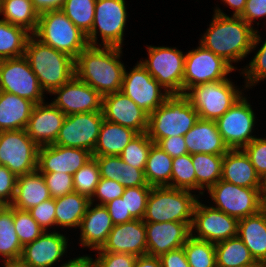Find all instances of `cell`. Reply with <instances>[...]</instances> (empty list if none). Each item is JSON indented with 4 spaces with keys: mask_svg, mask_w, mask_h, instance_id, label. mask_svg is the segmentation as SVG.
Instances as JSON below:
<instances>
[{
    "mask_svg": "<svg viewBox=\"0 0 266 267\" xmlns=\"http://www.w3.org/2000/svg\"><path fill=\"white\" fill-rule=\"evenodd\" d=\"M209 26L200 45L222 57L231 66L232 62L245 58L261 40L258 31L240 16L229 17L219 8L215 9Z\"/></svg>",
    "mask_w": 266,
    "mask_h": 267,
    "instance_id": "cell-1",
    "label": "cell"
},
{
    "mask_svg": "<svg viewBox=\"0 0 266 267\" xmlns=\"http://www.w3.org/2000/svg\"><path fill=\"white\" fill-rule=\"evenodd\" d=\"M122 48L88 45L75 59V76L102 96L121 91L125 66Z\"/></svg>",
    "mask_w": 266,
    "mask_h": 267,
    "instance_id": "cell-2",
    "label": "cell"
},
{
    "mask_svg": "<svg viewBox=\"0 0 266 267\" xmlns=\"http://www.w3.org/2000/svg\"><path fill=\"white\" fill-rule=\"evenodd\" d=\"M24 56L37 76L43 91L52 93L75 76V59L45 45L31 35Z\"/></svg>",
    "mask_w": 266,
    "mask_h": 267,
    "instance_id": "cell-3",
    "label": "cell"
},
{
    "mask_svg": "<svg viewBox=\"0 0 266 267\" xmlns=\"http://www.w3.org/2000/svg\"><path fill=\"white\" fill-rule=\"evenodd\" d=\"M198 119V113L184 94H170L149 115L147 134L157 144L163 138L184 136Z\"/></svg>",
    "mask_w": 266,
    "mask_h": 267,
    "instance_id": "cell-4",
    "label": "cell"
},
{
    "mask_svg": "<svg viewBox=\"0 0 266 267\" xmlns=\"http://www.w3.org/2000/svg\"><path fill=\"white\" fill-rule=\"evenodd\" d=\"M33 36L74 59L89 45L86 34L62 10L41 13Z\"/></svg>",
    "mask_w": 266,
    "mask_h": 267,
    "instance_id": "cell-5",
    "label": "cell"
},
{
    "mask_svg": "<svg viewBox=\"0 0 266 267\" xmlns=\"http://www.w3.org/2000/svg\"><path fill=\"white\" fill-rule=\"evenodd\" d=\"M190 190L152 187L143 217L144 222H183L192 223L193 211L198 196Z\"/></svg>",
    "mask_w": 266,
    "mask_h": 267,
    "instance_id": "cell-6",
    "label": "cell"
},
{
    "mask_svg": "<svg viewBox=\"0 0 266 267\" xmlns=\"http://www.w3.org/2000/svg\"><path fill=\"white\" fill-rule=\"evenodd\" d=\"M184 95L200 119L216 121L242 97V92L227 78L192 86Z\"/></svg>",
    "mask_w": 266,
    "mask_h": 267,
    "instance_id": "cell-7",
    "label": "cell"
},
{
    "mask_svg": "<svg viewBox=\"0 0 266 267\" xmlns=\"http://www.w3.org/2000/svg\"><path fill=\"white\" fill-rule=\"evenodd\" d=\"M148 59L140 60L149 74L170 94H183L185 54L169 47L149 46Z\"/></svg>",
    "mask_w": 266,
    "mask_h": 267,
    "instance_id": "cell-8",
    "label": "cell"
},
{
    "mask_svg": "<svg viewBox=\"0 0 266 267\" xmlns=\"http://www.w3.org/2000/svg\"><path fill=\"white\" fill-rule=\"evenodd\" d=\"M38 150L25 129L0 132V165L17 177L37 170Z\"/></svg>",
    "mask_w": 266,
    "mask_h": 267,
    "instance_id": "cell-9",
    "label": "cell"
},
{
    "mask_svg": "<svg viewBox=\"0 0 266 267\" xmlns=\"http://www.w3.org/2000/svg\"><path fill=\"white\" fill-rule=\"evenodd\" d=\"M208 193L215 202L214 208L238 220L256 214L262 209L261 188L237 186L220 179Z\"/></svg>",
    "mask_w": 266,
    "mask_h": 267,
    "instance_id": "cell-10",
    "label": "cell"
},
{
    "mask_svg": "<svg viewBox=\"0 0 266 267\" xmlns=\"http://www.w3.org/2000/svg\"><path fill=\"white\" fill-rule=\"evenodd\" d=\"M127 12L125 0H96L94 21L86 35L89 45L97 46L98 30L103 46L122 48Z\"/></svg>",
    "mask_w": 266,
    "mask_h": 267,
    "instance_id": "cell-11",
    "label": "cell"
},
{
    "mask_svg": "<svg viewBox=\"0 0 266 267\" xmlns=\"http://www.w3.org/2000/svg\"><path fill=\"white\" fill-rule=\"evenodd\" d=\"M0 91L15 94L35 104L44 102V91L24 55L0 60Z\"/></svg>",
    "mask_w": 266,
    "mask_h": 267,
    "instance_id": "cell-12",
    "label": "cell"
},
{
    "mask_svg": "<svg viewBox=\"0 0 266 267\" xmlns=\"http://www.w3.org/2000/svg\"><path fill=\"white\" fill-rule=\"evenodd\" d=\"M234 69L222 57L199 45L185 54L183 94L192 86L225 80Z\"/></svg>",
    "mask_w": 266,
    "mask_h": 267,
    "instance_id": "cell-13",
    "label": "cell"
},
{
    "mask_svg": "<svg viewBox=\"0 0 266 267\" xmlns=\"http://www.w3.org/2000/svg\"><path fill=\"white\" fill-rule=\"evenodd\" d=\"M121 92L149 115L163 104L170 95L149 74L140 61L129 73L126 72V69L124 70Z\"/></svg>",
    "mask_w": 266,
    "mask_h": 267,
    "instance_id": "cell-14",
    "label": "cell"
},
{
    "mask_svg": "<svg viewBox=\"0 0 266 267\" xmlns=\"http://www.w3.org/2000/svg\"><path fill=\"white\" fill-rule=\"evenodd\" d=\"M103 120V112L67 115L54 145L82 148L92 154Z\"/></svg>",
    "mask_w": 266,
    "mask_h": 267,
    "instance_id": "cell-15",
    "label": "cell"
},
{
    "mask_svg": "<svg viewBox=\"0 0 266 267\" xmlns=\"http://www.w3.org/2000/svg\"><path fill=\"white\" fill-rule=\"evenodd\" d=\"M255 114L245 97H241L216 120L218 131L229 149H243L256 137L252 136Z\"/></svg>",
    "mask_w": 266,
    "mask_h": 267,
    "instance_id": "cell-16",
    "label": "cell"
},
{
    "mask_svg": "<svg viewBox=\"0 0 266 267\" xmlns=\"http://www.w3.org/2000/svg\"><path fill=\"white\" fill-rule=\"evenodd\" d=\"M190 229L194 238L217 243L237 236L238 219L197 200ZM193 229L197 235H193Z\"/></svg>",
    "mask_w": 266,
    "mask_h": 267,
    "instance_id": "cell-17",
    "label": "cell"
},
{
    "mask_svg": "<svg viewBox=\"0 0 266 267\" xmlns=\"http://www.w3.org/2000/svg\"><path fill=\"white\" fill-rule=\"evenodd\" d=\"M51 94L58 96L51 103L66 116L88 112H102L103 96L90 85L74 76Z\"/></svg>",
    "mask_w": 266,
    "mask_h": 267,
    "instance_id": "cell-18",
    "label": "cell"
},
{
    "mask_svg": "<svg viewBox=\"0 0 266 267\" xmlns=\"http://www.w3.org/2000/svg\"><path fill=\"white\" fill-rule=\"evenodd\" d=\"M102 112L106 121L147 132L149 114L121 91L103 96Z\"/></svg>",
    "mask_w": 266,
    "mask_h": 267,
    "instance_id": "cell-19",
    "label": "cell"
},
{
    "mask_svg": "<svg viewBox=\"0 0 266 267\" xmlns=\"http://www.w3.org/2000/svg\"><path fill=\"white\" fill-rule=\"evenodd\" d=\"M192 223L145 222L147 253L159 257L163 253L183 247L191 235Z\"/></svg>",
    "mask_w": 266,
    "mask_h": 267,
    "instance_id": "cell-20",
    "label": "cell"
},
{
    "mask_svg": "<svg viewBox=\"0 0 266 267\" xmlns=\"http://www.w3.org/2000/svg\"><path fill=\"white\" fill-rule=\"evenodd\" d=\"M91 158L92 154L82 148L44 145L38 150L37 169L40 172H63L73 175Z\"/></svg>",
    "mask_w": 266,
    "mask_h": 267,
    "instance_id": "cell-21",
    "label": "cell"
},
{
    "mask_svg": "<svg viewBox=\"0 0 266 267\" xmlns=\"http://www.w3.org/2000/svg\"><path fill=\"white\" fill-rule=\"evenodd\" d=\"M98 251L129 253L137 257L146 255L145 222L134 219L123 224L114 225L106 243Z\"/></svg>",
    "mask_w": 266,
    "mask_h": 267,
    "instance_id": "cell-22",
    "label": "cell"
},
{
    "mask_svg": "<svg viewBox=\"0 0 266 267\" xmlns=\"http://www.w3.org/2000/svg\"><path fill=\"white\" fill-rule=\"evenodd\" d=\"M65 118L52 103L35 104L25 130L39 147L54 144Z\"/></svg>",
    "mask_w": 266,
    "mask_h": 267,
    "instance_id": "cell-23",
    "label": "cell"
},
{
    "mask_svg": "<svg viewBox=\"0 0 266 267\" xmlns=\"http://www.w3.org/2000/svg\"><path fill=\"white\" fill-rule=\"evenodd\" d=\"M67 243L63 234L44 231L36 240L23 247L20 260L31 267H51L66 252Z\"/></svg>",
    "mask_w": 266,
    "mask_h": 267,
    "instance_id": "cell-24",
    "label": "cell"
},
{
    "mask_svg": "<svg viewBox=\"0 0 266 267\" xmlns=\"http://www.w3.org/2000/svg\"><path fill=\"white\" fill-rule=\"evenodd\" d=\"M184 140L190 155L197 153L225 155L230 150L224 143L214 120L199 118L184 135Z\"/></svg>",
    "mask_w": 266,
    "mask_h": 267,
    "instance_id": "cell-25",
    "label": "cell"
},
{
    "mask_svg": "<svg viewBox=\"0 0 266 267\" xmlns=\"http://www.w3.org/2000/svg\"><path fill=\"white\" fill-rule=\"evenodd\" d=\"M92 206L93 203L90 202L82 218L79 227L81 229L80 241L82 246L98 250L106 243L114 224L104 205L98 203L95 207Z\"/></svg>",
    "mask_w": 266,
    "mask_h": 267,
    "instance_id": "cell-26",
    "label": "cell"
},
{
    "mask_svg": "<svg viewBox=\"0 0 266 267\" xmlns=\"http://www.w3.org/2000/svg\"><path fill=\"white\" fill-rule=\"evenodd\" d=\"M221 180L247 188H261V178L242 149H230L223 157Z\"/></svg>",
    "mask_w": 266,
    "mask_h": 267,
    "instance_id": "cell-27",
    "label": "cell"
},
{
    "mask_svg": "<svg viewBox=\"0 0 266 267\" xmlns=\"http://www.w3.org/2000/svg\"><path fill=\"white\" fill-rule=\"evenodd\" d=\"M237 236L255 261L259 265H266V213L263 209L238 220Z\"/></svg>",
    "mask_w": 266,
    "mask_h": 267,
    "instance_id": "cell-28",
    "label": "cell"
},
{
    "mask_svg": "<svg viewBox=\"0 0 266 267\" xmlns=\"http://www.w3.org/2000/svg\"><path fill=\"white\" fill-rule=\"evenodd\" d=\"M51 198L42 173L37 169L31 173L18 176L12 207L28 211L43 201Z\"/></svg>",
    "mask_w": 266,
    "mask_h": 267,
    "instance_id": "cell-29",
    "label": "cell"
},
{
    "mask_svg": "<svg viewBox=\"0 0 266 267\" xmlns=\"http://www.w3.org/2000/svg\"><path fill=\"white\" fill-rule=\"evenodd\" d=\"M35 103L0 91V132L25 129Z\"/></svg>",
    "mask_w": 266,
    "mask_h": 267,
    "instance_id": "cell-30",
    "label": "cell"
},
{
    "mask_svg": "<svg viewBox=\"0 0 266 267\" xmlns=\"http://www.w3.org/2000/svg\"><path fill=\"white\" fill-rule=\"evenodd\" d=\"M94 158L99 165L100 178L116 180L125 188L150 186L145 179L144 169L125 163L120 156H97Z\"/></svg>",
    "mask_w": 266,
    "mask_h": 267,
    "instance_id": "cell-31",
    "label": "cell"
},
{
    "mask_svg": "<svg viewBox=\"0 0 266 267\" xmlns=\"http://www.w3.org/2000/svg\"><path fill=\"white\" fill-rule=\"evenodd\" d=\"M137 134L131 128L111 123L104 119L92 157L120 156L124 148Z\"/></svg>",
    "mask_w": 266,
    "mask_h": 267,
    "instance_id": "cell-32",
    "label": "cell"
},
{
    "mask_svg": "<svg viewBox=\"0 0 266 267\" xmlns=\"http://www.w3.org/2000/svg\"><path fill=\"white\" fill-rule=\"evenodd\" d=\"M90 199L77 192L55 198L56 226L80 227Z\"/></svg>",
    "mask_w": 266,
    "mask_h": 267,
    "instance_id": "cell-33",
    "label": "cell"
},
{
    "mask_svg": "<svg viewBox=\"0 0 266 267\" xmlns=\"http://www.w3.org/2000/svg\"><path fill=\"white\" fill-rule=\"evenodd\" d=\"M216 267H258L249 249L238 237L215 243Z\"/></svg>",
    "mask_w": 266,
    "mask_h": 267,
    "instance_id": "cell-34",
    "label": "cell"
},
{
    "mask_svg": "<svg viewBox=\"0 0 266 267\" xmlns=\"http://www.w3.org/2000/svg\"><path fill=\"white\" fill-rule=\"evenodd\" d=\"M0 14L2 20L27 30L31 35L37 28L39 13L31 0H3Z\"/></svg>",
    "mask_w": 266,
    "mask_h": 267,
    "instance_id": "cell-35",
    "label": "cell"
},
{
    "mask_svg": "<svg viewBox=\"0 0 266 267\" xmlns=\"http://www.w3.org/2000/svg\"><path fill=\"white\" fill-rule=\"evenodd\" d=\"M173 158L153 143L144 169L145 179L152 187H170Z\"/></svg>",
    "mask_w": 266,
    "mask_h": 267,
    "instance_id": "cell-36",
    "label": "cell"
},
{
    "mask_svg": "<svg viewBox=\"0 0 266 267\" xmlns=\"http://www.w3.org/2000/svg\"><path fill=\"white\" fill-rule=\"evenodd\" d=\"M23 247L13 224V207L0 205V255L4 261L20 260Z\"/></svg>",
    "mask_w": 266,
    "mask_h": 267,
    "instance_id": "cell-37",
    "label": "cell"
},
{
    "mask_svg": "<svg viewBox=\"0 0 266 267\" xmlns=\"http://www.w3.org/2000/svg\"><path fill=\"white\" fill-rule=\"evenodd\" d=\"M224 155L197 153L191 155L196 176V190L207 191L221 179ZM206 184V185H205Z\"/></svg>",
    "mask_w": 266,
    "mask_h": 267,
    "instance_id": "cell-38",
    "label": "cell"
},
{
    "mask_svg": "<svg viewBox=\"0 0 266 267\" xmlns=\"http://www.w3.org/2000/svg\"><path fill=\"white\" fill-rule=\"evenodd\" d=\"M30 36L24 28L0 19V60L23 56Z\"/></svg>",
    "mask_w": 266,
    "mask_h": 267,
    "instance_id": "cell-39",
    "label": "cell"
},
{
    "mask_svg": "<svg viewBox=\"0 0 266 267\" xmlns=\"http://www.w3.org/2000/svg\"><path fill=\"white\" fill-rule=\"evenodd\" d=\"M183 248L190 267H216L215 243L190 235Z\"/></svg>",
    "mask_w": 266,
    "mask_h": 267,
    "instance_id": "cell-40",
    "label": "cell"
},
{
    "mask_svg": "<svg viewBox=\"0 0 266 267\" xmlns=\"http://www.w3.org/2000/svg\"><path fill=\"white\" fill-rule=\"evenodd\" d=\"M96 0H65L61 10L86 35L94 21Z\"/></svg>",
    "mask_w": 266,
    "mask_h": 267,
    "instance_id": "cell-41",
    "label": "cell"
},
{
    "mask_svg": "<svg viewBox=\"0 0 266 267\" xmlns=\"http://www.w3.org/2000/svg\"><path fill=\"white\" fill-rule=\"evenodd\" d=\"M170 188L196 190V176L189 153L173 158Z\"/></svg>",
    "mask_w": 266,
    "mask_h": 267,
    "instance_id": "cell-42",
    "label": "cell"
},
{
    "mask_svg": "<svg viewBox=\"0 0 266 267\" xmlns=\"http://www.w3.org/2000/svg\"><path fill=\"white\" fill-rule=\"evenodd\" d=\"M100 180L99 165L94 157L73 174L74 192L92 198Z\"/></svg>",
    "mask_w": 266,
    "mask_h": 267,
    "instance_id": "cell-43",
    "label": "cell"
},
{
    "mask_svg": "<svg viewBox=\"0 0 266 267\" xmlns=\"http://www.w3.org/2000/svg\"><path fill=\"white\" fill-rule=\"evenodd\" d=\"M154 142L148 137L147 132L138 133L124 148L120 157L131 166L145 169L150 148Z\"/></svg>",
    "mask_w": 266,
    "mask_h": 267,
    "instance_id": "cell-44",
    "label": "cell"
},
{
    "mask_svg": "<svg viewBox=\"0 0 266 267\" xmlns=\"http://www.w3.org/2000/svg\"><path fill=\"white\" fill-rule=\"evenodd\" d=\"M13 224L22 247L36 240L45 231L28 211L18 210L14 207Z\"/></svg>",
    "mask_w": 266,
    "mask_h": 267,
    "instance_id": "cell-45",
    "label": "cell"
},
{
    "mask_svg": "<svg viewBox=\"0 0 266 267\" xmlns=\"http://www.w3.org/2000/svg\"><path fill=\"white\" fill-rule=\"evenodd\" d=\"M151 189L152 186L125 188L122 196H125L126 214H130L134 219L142 220Z\"/></svg>",
    "mask_w": 266,
    "mask_h": 267,
    "instance_id": "cell-46",
    "label": "cell"
},
{
    "mask_svg": "<svg viewBox=\"0 0 266 267\" xmlns=\"http://www.w3.org/2000/svg\"><path fill=\"white\" fill-rule=\"evenodd\" d=\"M51 198L62 197L74 192L73 175L61 172H41Z\"/></svg>",
    "mask_w": 266,
    "mask_h": 267,
    "instance_id": "cell-47",
    "label": "cell"
},
{
    "mask_svg": "<svg viewBox=\"0 0 266 267\" xmlns=\"http://www.w3.org/2000/svg\"><path fill=\"white\" fill-rule=\"evenodd\" d=\"M242 72V74H245V87L247 88L255 86L260 80L266 79V41L251 60L248 67L244 68Z\"/></svg>",
    "mask_w": 266,
    "mask_h": 267,
    "instance_id": "cell-48",
    "label": "cell"
},
{
    "mask_svg": "<svg viewBox=\"0 0 266 267\" xmlns=\"http://www.w3.org/2000/svg\"><path fill=\"white\" fill-rule=\"evenodd\" d=\"M249 157L256 173L262 178L266 174V138H255L242 149Z\"/></svg>",
    "mask_w": 266,
    "mask_h": 267,
    "instance_id": "cell-49",
    "label": "cell"
},
{
    "mask_svg": "<svg viewBox=\"0 0 266 267\" xmlns=\"http://www.w3.org/2000/svg\"><path fill=\"white\" fill-rule=\"evenodd\" d=\"M124 190L125 187L120 182H117L116 180L100 178L90 202H94L95 199L93 197H98L100 205H105L108 202L121 197L124 193Z\"/></svg>",
    "mask_w": 266,
    "mask_h": 267,
    "instance_id": "cell-50",
    "label": "cell"
},
{
    "mask_svg": "<svg viewBox=\"0 0 266 267\" xmlns=\"http://www.w3.org/2000/svg\"><path fill=\"white\" fill-rule=\"evenodd\" d=\"M93 267H134L137 256L129 253L98 251Z\"/></svg>",
    "mask_w": 266,
    "mask_h": 267,
    "instance_id": "cell-51",
    "label": "cell"
},
{
    "mask_svg": "<svg viewBox=\"0 0 266 267\" xmlns=\"http://www.w3.org/2000/svg\"><path fill=\"white\" fill-rule=\"evenodd\" d=\"M39 226L47 231L48 227L56 225L55 199L50 198L28 210Z\"/></svg>",
    "mask_w": 266,
    "mask_h": 267,
    "instance_id": "cell-52",
    "label": "cell"
},
{
    "mask_svg": "<svg viewBox=\"0 0 266 267\" xmlns=\"http://www.w3.org/2000/svg\"><path fill=\"white\" fill-rule=\"evenodd\" d=\"M17 178L7 167L0 165V205H10L13 202Z\"/></svg>",
    "mask_w": 266,
    "mask_h": 267,
    "instance_id": "cell-53",
    "label": "cell"
},
{
    "mask_svg": "<svg viewBox=\"0 0 266 267\" xmlns=\"http://www.w3.org/2000/svg\"><path fill=\"white\" fill-rule=\"evenodd\" d=\"M104 206L108 210L114 225L134 220L130 214H126L125 196L118 197Z\"/></svg>",
    "mask_w": 266,
    "mask_h": 267,
    "instance_id": "cell-54",
    "label": "cell"
},
{
    "mask_svg": "<svg viewBox=\"0 0 266 267\" xmlns=\"http://www.w3.org/2000/svg\"><path fill=\"white\" fill-rule=\"evenodd\" d=\"M157 145L172 158L188 153L184 136L163 138L157 143Z\"/></svg>",
    "mask_w": 266,
    "mask_h": 267,
    "instance_id": "cell-55",
    "label": "cell"
},
{
    "mask_svg": "<svg viewBox=\"0 0 266 267\" xmlns=\"http://www.w3.org/2000/svg\"><path fill=\"white\" fill-rule=\"evenodd\" d=\"M266 16V0H246V6L240 17L252 27L254 19Z\"/></svg>",
    "mask_w": 266,
    "mask_h": 267,
    "instance_id": "cell-56",
    "label": "cell"
},
{
    "mask_svg": "<svg viewBox=\"0 0 266 267\" xmlns=\"http://www.w3.org/2000/svg\"><path fill=\"white\" fill-rule=\"evenodd\" d=\"M159 259L162 267H190L183 247L163 253Z\"/></svg>",
    "mask_w": 266,
    "mask_h": 267,
    "instance_id": "cell-57",
    "label": "cell"
},
{
    "mask_svg": "<svg viewBox=\"0 0 266 267\" xmlns=\"http://www.w3.org/2000/svg\"><path fill=\"white\" fill-rule=\"evenodd\" d=\"M35 10L39 13L61 10L65 0H31Z\"/></svg>",
    "mask_w": 266,
    "mask_h": 267,
    "instance_id": "cell-58",
    "label": "cell"
},
{
    "mask_svg": "<svg viewBox=\"0 0 266 267\" xmlns=\"http://www.w3.org/2000/svg\"><path fill=\"white\" fill-rule=\"evenodd\" d=\"M134 267H162V265L159 257L144 255L137 257Z\"/></svg>",
    "mask_w": 266,
    "mask_h": 267,
    "instance_id": "cell-59",
    "label": "cell"
},
{
    "mask_svg": "<svg viewBox=\"0 0 266 267\" xmlns=\"http://www.w3.org/2000/svg\"><path fill=\"white\" fill-rule=\"evenodd\" d=\"M60 267H93V259L90 256H81L69 260Z\"/></svg>",
    "mask_w": 266,
    "mask_h": 267,
    "instance_id": "cell-60",
    "label": "cell"
},
{
    "mask_svg": "<svg viewBox=\"0 0 266 267\" xmlns=\"http://www.w3.org/2000/svg\"><path fill=\"white\" fill-rule=\"evenodd\" d=\"M225 4L229 5L231 9H234L233 16H240L246 6V0H222Z\"/></svg>",
    "mask_w": 266,
    "mask_h": 267,
    "instance_id": "cell-61",
    "label": "cell"
},
{
    "mask_svg": "<svg viewBox=\"0 0 266 267\" xmlns=\"http://www.w3.org/2000/svg\"><path fill=\"white\" fill-rule=\"evenodd\" d=\"M3 267H31V266L24 264L21 260H15V261L4 262Z\"/></svg>",
    "mask_w": 266,
    "mask_h": 267,
    "instance_id": "cell-62",
    "label": "cell"
},
{
    "mask_svg": "<svg viewBox=\"0 0 266 267\" xmlns=\"http://www.w3.org/2000/svg\"><path fill=\"white\" fill-rule=\"evenodd\" d=\"M261 193L262 196L266 193V174L261 178Z\"/></svg>",
    "mask_w": 266,
    "mask_h": 267,
    "instance_id": "cell-63",
    "label": "cell"
},
{
    "mask_svg": "<svg viewBox=\"0 0 266 267\" xmlns=\"http://www.w3.org/2000/svg\"><path fill=\"white\" fill-rule=\"evenodd\" d=\"M262 209L265 211L266 213V193L263 195L262 197Z\"/></svg>",
    "mask_w": 266,
    "mask_h": 267,
    "instance_id": "cell-64",
    "label": "cell"
},
{
    "mask_svg": "<svg viewBox=\"0 0 266 267\" xmlns=\"http://www.w3.org/2000/svg\"><path fill=\"white\" fill-rule=\"evenodd\" d=\"M2 1H3V0H0V10H1V7H2Z\"/></svg>",
    "mask_w": 266,
    "mask_h": 267,
    "instance_id": "cell-65",
    "label": "cell"
}]
</instances>
